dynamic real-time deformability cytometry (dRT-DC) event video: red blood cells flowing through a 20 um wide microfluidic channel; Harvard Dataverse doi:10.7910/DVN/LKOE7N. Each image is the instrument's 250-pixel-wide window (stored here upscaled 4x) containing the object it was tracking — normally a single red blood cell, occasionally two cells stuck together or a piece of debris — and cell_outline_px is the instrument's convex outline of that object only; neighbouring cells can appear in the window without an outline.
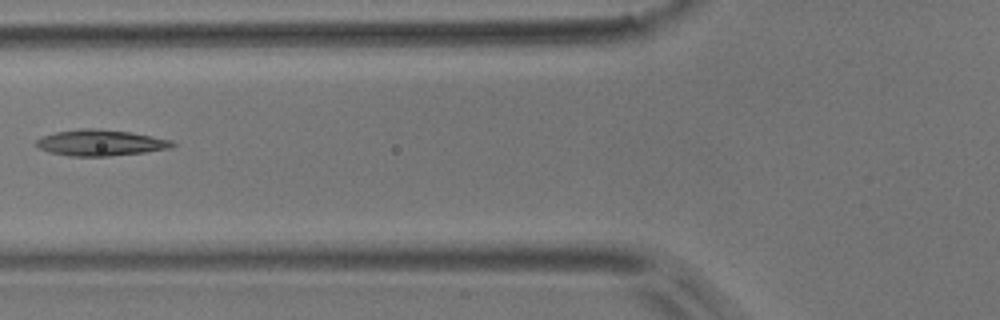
{"species": "common noctule bat (a hibernating species)", "species_latin": "Nyctalus noctula", "temperature_condition": "room temperature", "stored_images_in_passage": 3, "camera_frame_rate_fps": 3000, "um_per_image_px": 0.085, "animal": {"sex": "male", "body_mass_g": 17.9}, "frame": {"image": 1, "passage_image": 2, "time_ms": 0.333, "image_size_px": [1000, 320], "cell_outline_px": [[176, 144], [172, 148], [144, 152], [108, 156], [68, 156], [48, 152], [40, 148], [36, 144], [36, 140], [44, 136], [56, 132], [80, 128], [96, 128], [132, 132], [172, 140]], "centroid_in_image_um": [8.56, 12.13], "position_along_channel_um": 117.2, "area_um2": 20.69}}
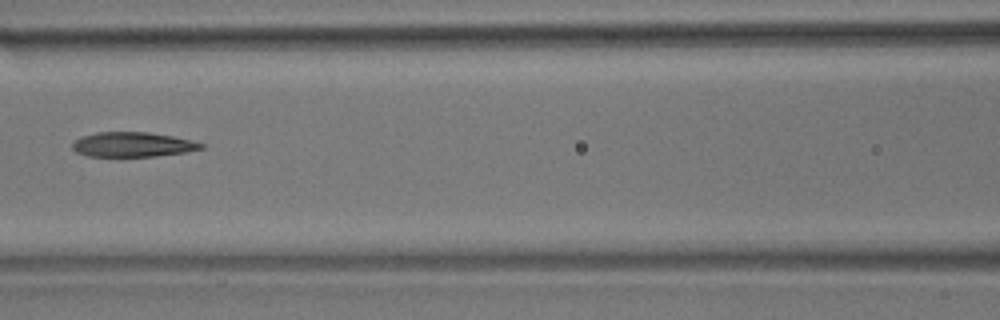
{"frame": {"image": 2, "passage_image": 3, "time_ms": 0.667, "image_size_px": [1000, 320], "cell_outline_px": [[204, 148], [184, 152], [156, 156], [88, 156], [76, 152], [72, 148], [72, 140], [80, 136], [96, 132], [148, 132], [172, 136], [192, 140], [204, 144]], "centroid_in_image_um": [11.23, 12.27], "position_along_channel_um": 155.4, "area_um2": 18.61}}